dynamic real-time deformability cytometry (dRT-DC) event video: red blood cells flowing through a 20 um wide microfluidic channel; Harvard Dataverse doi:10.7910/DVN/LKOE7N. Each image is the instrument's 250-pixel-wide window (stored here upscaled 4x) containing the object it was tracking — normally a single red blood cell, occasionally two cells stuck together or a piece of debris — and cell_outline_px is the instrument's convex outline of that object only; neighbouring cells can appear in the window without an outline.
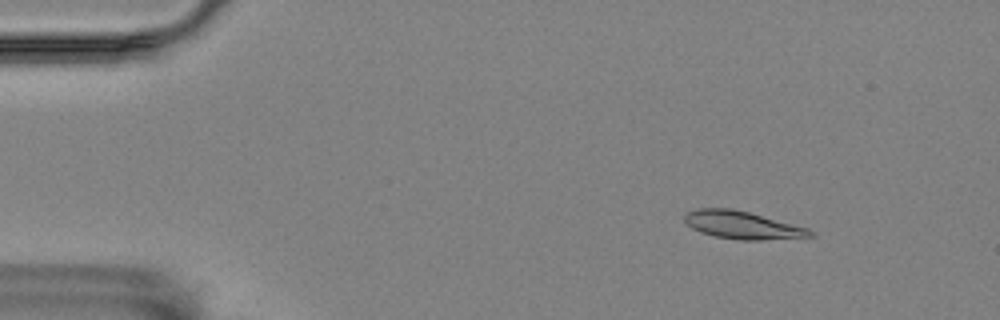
{"species": "Egyptian fruit bat (a non-hibernating species)", "species_latin": "Rousettus aegyptiacus", "temperature_condition": "room temperature", "stored_images_in_passage": 53, "camera_frame_rate_fps": 3000, "um_per_image_px": 0.085, "animal": {"sex": "female"}, "frame": {"image": 1, "passage_image": 7, "time_ms": 2.0, "image_size_px": [1000, 320], "cell_outline_px": [[816, 236], [760, 240], [740, 240], [716, 236], [700, 232], [692, 228], [684, 220], [684, 216], [688, 212], [696, 208], [732, 208], [748, 212], [808, 228]], "centroid_in_image_um": [63.08, 19.13], "position_along_channel_um": 21.9, "area_um2": 20.06}}
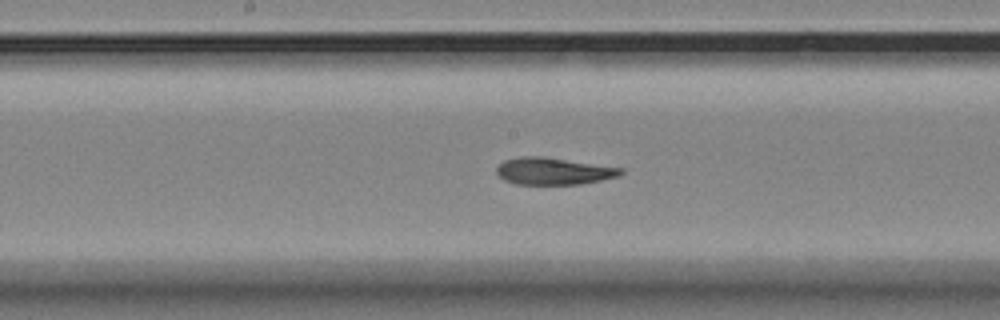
{"frame": {"image": 2, "passage_image": 29, "time_ms": 9.333, "image_size_px": [1000, 320], "cell_outline_px": [[624, 172], [620, 176], [580, 184], [516, 184], [504, 180], [496, 172], [496, 168], [504, 160], [520, 156], [540, 156], [624, 168]], "centroid_in_image_um": [47.05, 14.54], "position_along_channel_um": 201.2, "area_um2": 19.48}}
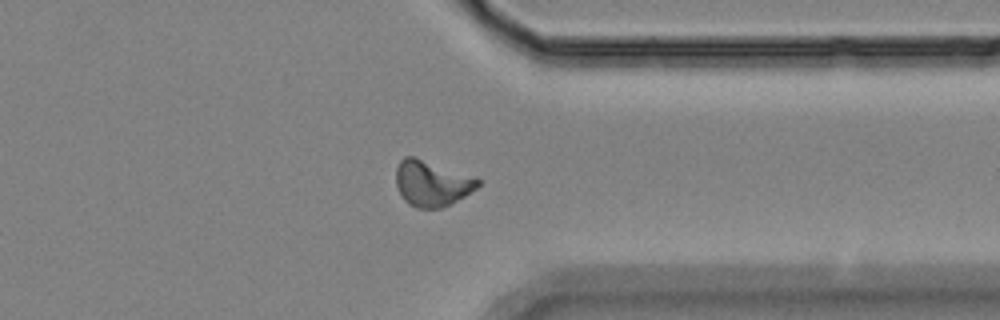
{"frame": {"image": 3, "passage_image": 44, "time_ms": 14.333, "image_size_px": [1000, 320], "cell_outline_px": [[480, 184], [476, 188], [464, 196], [440, 208], [416, 208], [408, 204], [404, 200], [396, 184], [396, 168], [400, 160], [404, 156], [412, 156], [480, 180]], "centroid_in_image_um": [36.64, 15.6], "position_along_channel_um": 374.8, "area_um2": 21.1}, "authors_computed_cell_mechanics": {"area_um2": 20.1144, "velocity_mm_per_s": 3.5183, "shape_relaxation_time_tau1_ms": 5.6805, "shape_relaxation_time_tau2_ms": 2.3862, "deformation_change_tau1": 0.1707, "deformation_change_tau2": 0.0796}}